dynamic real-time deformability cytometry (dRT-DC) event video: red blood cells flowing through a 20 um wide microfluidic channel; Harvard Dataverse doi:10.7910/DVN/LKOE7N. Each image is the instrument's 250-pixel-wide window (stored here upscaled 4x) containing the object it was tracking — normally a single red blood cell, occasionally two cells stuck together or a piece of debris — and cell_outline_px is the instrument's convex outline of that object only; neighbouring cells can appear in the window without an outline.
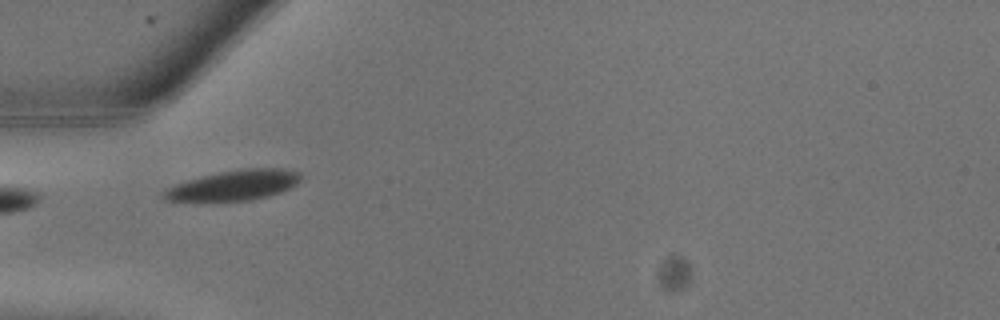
{"species": "common noctule bat (a hibernating species)", "species_latin": "Nyctalus noctula", "temperature_condition": "warm", "stored_images_in_passage": 10, "camera_frame_rate_fps": 3000, "um_per_image_px": 0.085, "animal": {"sex": "male", "body_mass_g": 13.3}, "frame": {"image": 1, "passage_image": 1, "time_ms": 0.0, "image_size_px": [1000, 320], "cell_outline_px": [[300, 180], [296, 184], [280, 192], [268, 196], [252, 200], [212, 204], [200, 204], [164, 200], [160, 196], [160, 192], [176, 184], [188, 180], [220, 172], [244, 168], [280, 168], [296, 172], [300, 176]], "centroid_in_image_um": [19.73, 15.82], "position_along_channel_um": 65.3, "area_um2": 24.97}}
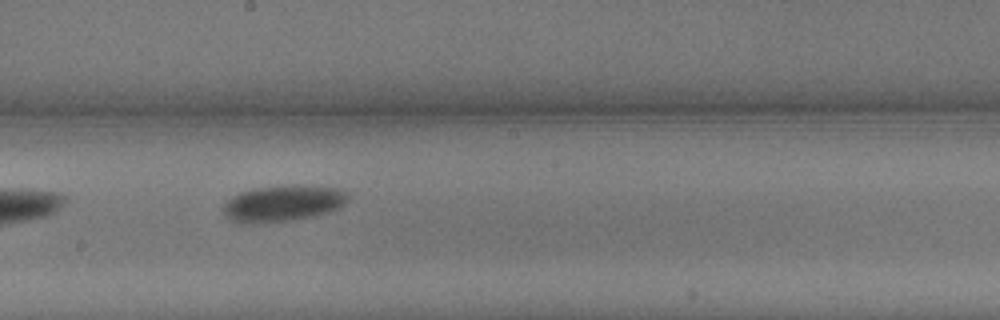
{"frame": {"image": 2, "passage_image": 7, "time_ms": 2.0, "image_size_px": [1000, 320], "cell_outline_px": [[348, 200], [340, 208], [308, 216], [288, 220], [248, 224], [240, 224], [224, 216], [224, 204], [228, 200], [240, 192], [252, 188], [288, 184], [292, 184], [340, 188], [348, 192]], "centroid_in_image_um": [24.04, 17.26], "position_along_channel_um": 224.2, "area_um2": 26.36}}
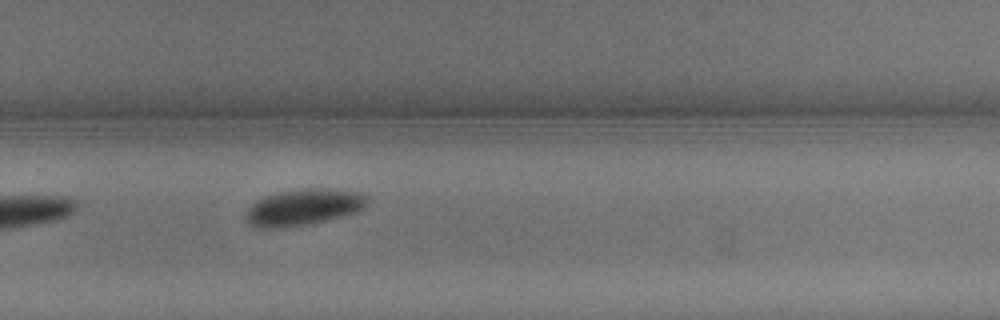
{"frame": {"image": 3, "passage_image": 10, "time_ms": 3.0, "image_size_px": [1000, 320], "cell_outline_px": [[368, 200], [364, 208], [356, 212], [308, 224], [284, 228], [256, 228], [248, 224], [248, 208], [256, 200], [264, 196], [276, 192], [300, 188], [328, 188], [364, 192], [368, 196]], "centroid_in_image_um": [25.82, 17.59], "position_along_channel_um": 304.0, "area_um2": 25.95}}